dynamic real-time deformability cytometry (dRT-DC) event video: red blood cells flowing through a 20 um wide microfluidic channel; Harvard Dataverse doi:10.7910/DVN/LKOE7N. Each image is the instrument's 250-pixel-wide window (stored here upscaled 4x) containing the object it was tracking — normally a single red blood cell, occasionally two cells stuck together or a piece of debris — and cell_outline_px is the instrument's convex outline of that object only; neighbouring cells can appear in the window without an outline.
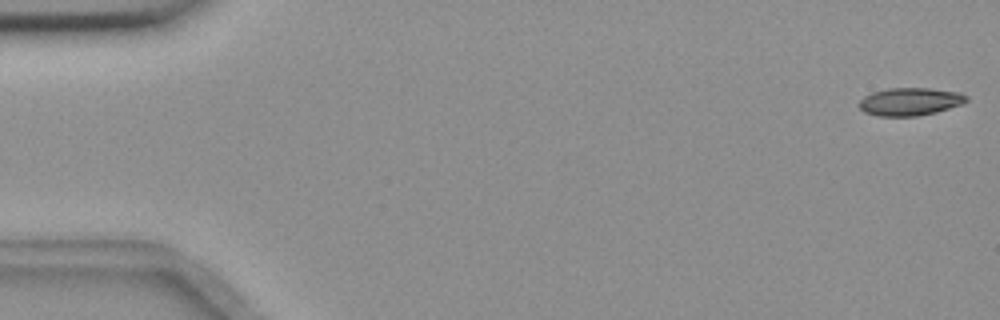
{"species": "common noctule bat (a hibernating species)", "species_latin": "Nyctalus noctula", "temperature_condition": "room temperature", "stored_images_in_passage": 5, "camera_frame_rate_fps": 3000, "um_per_image_px": 0.085, "animal": {"sex": "female", "body_mass_g": 18.4}, "frame": {"image": 1, "passage_image": 1, "time_ms": 0.0, "image_size_px": [1000, 320], "cell_outline_px": [[968, 100], [964, 104], [936, 112], [916, 116], [876, 116], [864, 112], [856, 104], [864, 96], [872, 92], [888, 88], [932, 88], [960, 92], [968, 96]], "centroid_in_image_um": [77.36, 8.63], "position_along_channel_um": 7.6, "area_um2": 17.69}}
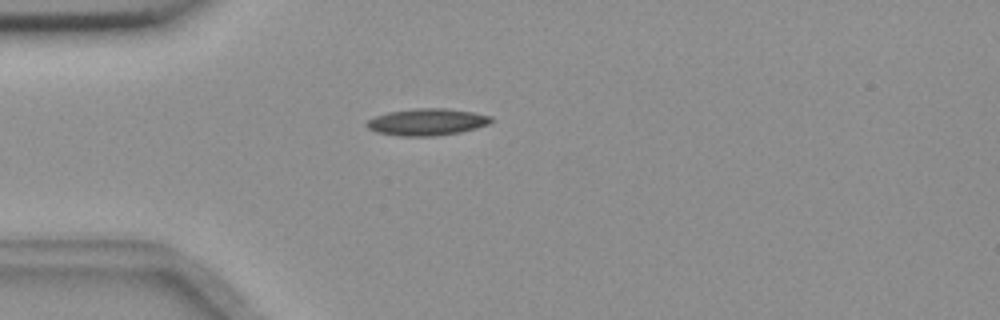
{"frame": {"image": 2, "passage_image": 5, "time_ms": 1.333, "image_size_px": [1000, 320], "cell_outline_px": [[492, 120], [488, 124], [476, 128], [460, 132], [432, 136], [400, 136], [376, 132], [368, 128], [364, 124], [368, 120], [376, 116], [388, 112], [416, 108], [444, 108], [472, 112], [492, 116]], "centroid_in_image_um": [36.27, 10.37], "position_along_channel_um": 48.7, "area_um2": 19.36}}